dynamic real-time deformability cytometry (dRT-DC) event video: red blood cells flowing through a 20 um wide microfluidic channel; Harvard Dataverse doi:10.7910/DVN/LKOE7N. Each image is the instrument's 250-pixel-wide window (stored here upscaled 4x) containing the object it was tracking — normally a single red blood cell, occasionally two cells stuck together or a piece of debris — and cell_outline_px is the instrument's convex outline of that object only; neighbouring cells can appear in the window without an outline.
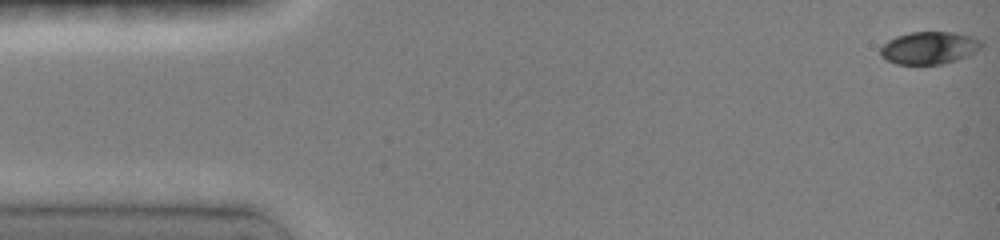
{"species": "common noctule bat (a hibernating species)", "species_latin": "Nyctalus noctula", "temperature_condition": "room temperature", "stored_images_in_passage": 9, "camera_frame_rate_fps": 3000, "um_per_image_px": 0.085, "animal": {"sex": "female", "body_mass_g": 19.0, "forearm_length_mm": 51.5}, "frame": {"image": 1, "passage_image": 1, "time_ms": 0.0, "image_size_px": [1000, 240], "cell_outline_px": [[984, 44], [976, 52], [956, 60], [940, 64], [896, 64], [880, 56], [880, 48], [888, 40], [896, 36], [912, 32], [956, 32], [972, 36], [980, 40]], "centroid_in_image_um": [78.99, 4.06], "position_along_channel_um": 6.0, "area_um2": 19.13}}
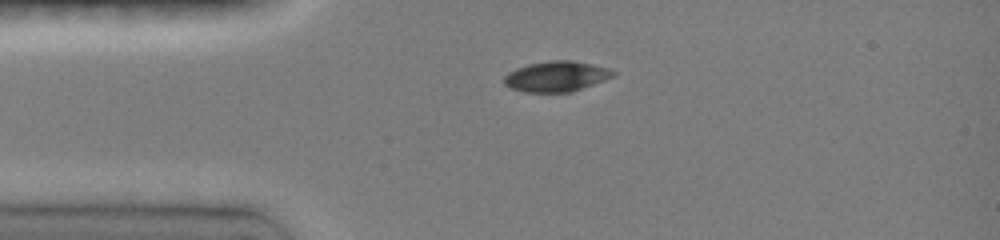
{"frame": {"image": 2, "passage_image": 6, "time_ms": 3.333, "image_size_px": [1000, 240], "cell_outline_px": [[616, 76], [572, 92], [524, 92], [512, 88], [504, 84], [504, 76], [508, 72], [516, 68], [528, 64], [548, 60], [572, 60], [592, 64], [608, 68], [616, 72]], "centroid_in_image_um": [47.3, 6.49], "position_along_channel_um": 37.7, "area_um2": 19.48}}
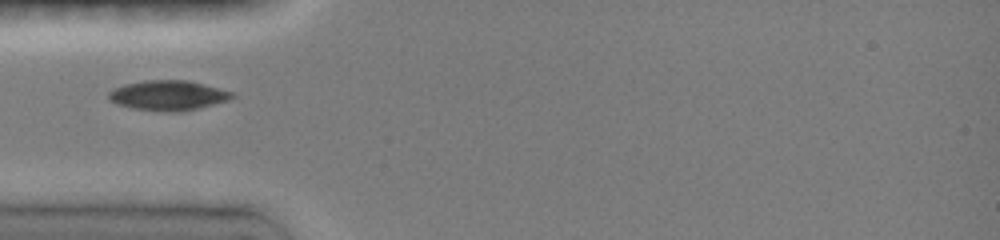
{"frame": {"image": 3, "passage_image": 8, "time_ms": 4.667, "image_size_px": [1000, 240], "cell_outline_px": [[236, 96], [228, 100], [180, 112], [168, 112], [132, 108], [116, 104], [108, 96], [108, 92], [112, 88], [124, 84], [144, 80], [188, 80], [236, 92]], "centroid_in_image_um": [14.29, 8.1], "position_along_channel_um": 70.7, "area_um2": 21.62}}